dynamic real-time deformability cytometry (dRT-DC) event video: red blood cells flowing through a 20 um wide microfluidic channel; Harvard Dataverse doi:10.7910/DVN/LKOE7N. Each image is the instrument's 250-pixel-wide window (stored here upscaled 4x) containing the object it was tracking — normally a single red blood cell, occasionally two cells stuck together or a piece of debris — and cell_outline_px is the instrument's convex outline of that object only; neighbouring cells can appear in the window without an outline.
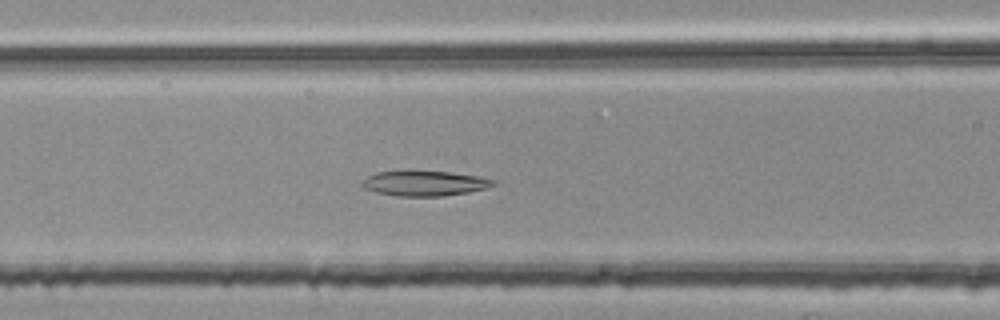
{"species": "common noctule bat (a hibernating species)", "species_latin": "Nyctalus noctula", "temperature_condition": "room temperature", "stored_images_in_passage": 38, "camera_frame_rate_fps": 3000, "um_per_image_px": 0.085, "animal": {"sex": "female", "body_mass_g": 25.1}, "frame": {"image": 1, "passage_image": 9, "time_ms": 2.667, "image_size_px": [1000, 320], "cell_outline_px": [[496, 184], [488, 188], [468, 192], [444, 196], [396, 196], [376, 192], [364, 188], [360, 184], [360, 180], [376, 172], [404, 168], [408, 168], [452, 172], [476, 176], [496, 180]], "centroid_in_image_um": [36.02, 15.54], "position_along_channel_um": 130.6, "area_um2": 20.17}}
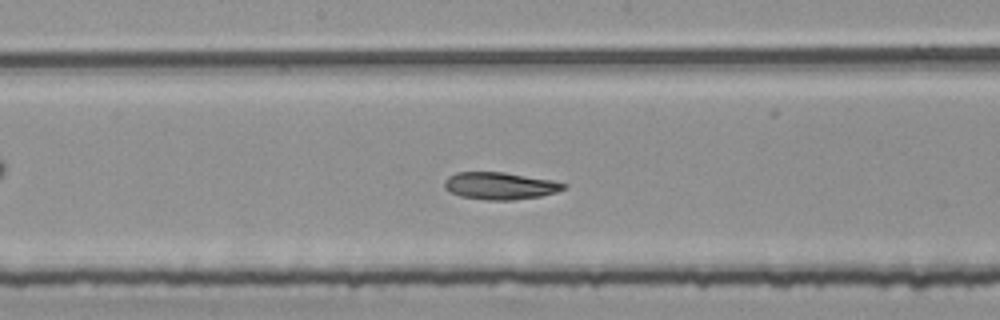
{"frame": {"image": 2, "passage_image": 15, "time_ms": 4.667, "image_size_px": [1000, 320], "cell_outline_px": [[568, 188], [556, 192], [540, 196], [512, 200], [488, 200], [460, 196], [444, 188], [444, 180], [448, 176], [456, 172], [504, 172], [552, 180], [568, 184]], "centroid_in_image_um": [42.51, 15.79], "position_along_channel_um": 205.7, "area_um2": 18.96}}
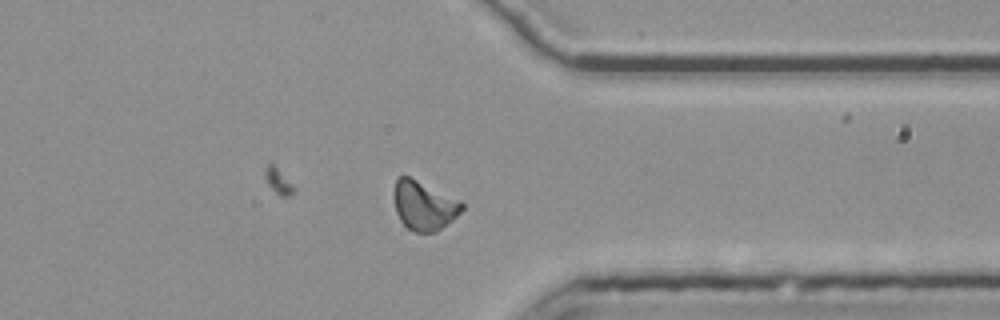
{"frame": {"image": 3, "passage_image": 29, "time_ms": 9.333, "image_size_px": [1000, 320], "cell_outline_px": [[464, 208], [452, 220], [436, 232], [412, 232], [400, 220], [396, 212], [392, 196], [392, 192], [396, 180], [400, 176], [408, 176], [460, 200], [464, 204]], "centroid_in_image_um": [36.0, 17.48], "position_along_channel_um": 375.4, "area_um2": 19.48}, "authors_computed_cell_mechanics": {"area_um2": 18.9873, "velocity_mm_per_s": 3.7645, "shape_relaxation_time_tau1_ms": null, "shape_relaxation_time_tau2_ms": 9.7078, "deformation_change_tau1": null, "deformation_change_tau2": 0.1832}}